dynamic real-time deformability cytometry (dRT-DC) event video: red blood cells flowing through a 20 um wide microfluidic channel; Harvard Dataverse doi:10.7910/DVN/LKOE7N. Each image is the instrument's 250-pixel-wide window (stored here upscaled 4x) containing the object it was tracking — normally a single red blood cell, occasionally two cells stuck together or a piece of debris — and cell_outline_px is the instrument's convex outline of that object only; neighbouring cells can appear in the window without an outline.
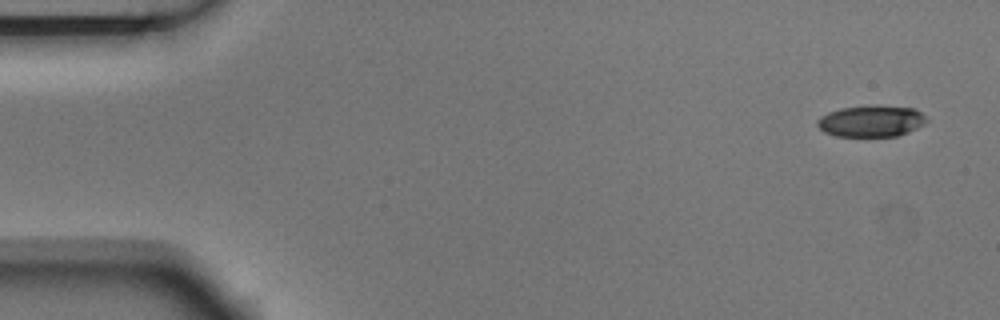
{"species": "Egyptian fruit bat (a non-hibernating species)", "species_latin": "Rousettus aegyptiacus", "temperature_condition": "room temperature", "stored_images_in_passage": 8, "camera_frame_rate_fps": 3000, "um_per_image_px": 0.085, "animal": {"sex": "male"}, "frame": {"image": 1, "passage_image": 1, "time_ms": 0.0, "image_size_px": [1000, 320], "cell_outline_px": [[928, 120], [924, 124], [908, 132], [896, 136], [836, 136], [824, 132], [816, 124], [816, 120], [820, 116], [828, 112], [840, 108], [868, 104], [876, 104], [916, 108]], "centroid_in_image_um": [74.03, 10.26], "position_along_channel_um": 11.0, "area_um2": 20.4}}
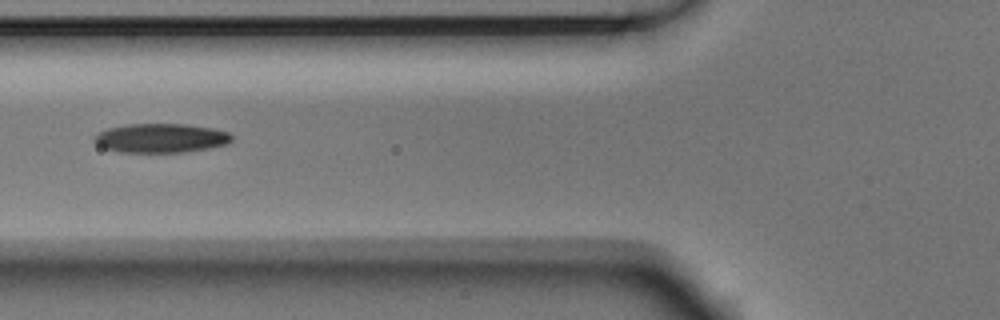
{"frame": {"image": 2, "passage_image": 6, "time_ms": 1.667, "image_size_px": [1000, 320], "cell_outline_px": [[232, 140], [228, 144], [208, 148], [184, 152], [120, 152], [104, 148], [96, 144], [92, 140], [100, 132], [108, 128], [128, 124], [184, 124], [212, 128], [228, 132], [232, 136]], "centroid_in_image_um": [13.68, 11.74], "position_along_channel_um": 112.1, "area_um2": 23.24}}
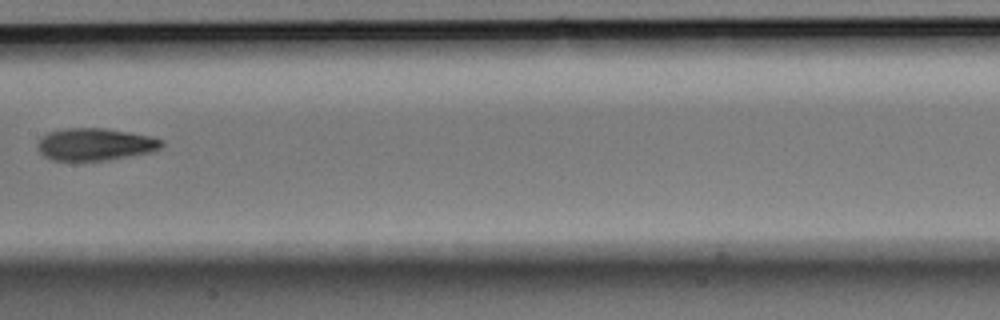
{"frame": {"image": 3, "passage_image": 8, "time_ms": 2.333, "image_size_px": [1000, 320], "cell_outline_px": [[164, 144], [160, 148], [152, 152], [108, 160], [52, 160], [44, 156], [40, 152], [36, 144], [48, 132], [64, 128], [104, 128], [152, 136], [164, 140]], "centroid_in_image_um": [8.12, 12.26], "position_along_channel_um": 199.3, "area_um2": 23.35}}